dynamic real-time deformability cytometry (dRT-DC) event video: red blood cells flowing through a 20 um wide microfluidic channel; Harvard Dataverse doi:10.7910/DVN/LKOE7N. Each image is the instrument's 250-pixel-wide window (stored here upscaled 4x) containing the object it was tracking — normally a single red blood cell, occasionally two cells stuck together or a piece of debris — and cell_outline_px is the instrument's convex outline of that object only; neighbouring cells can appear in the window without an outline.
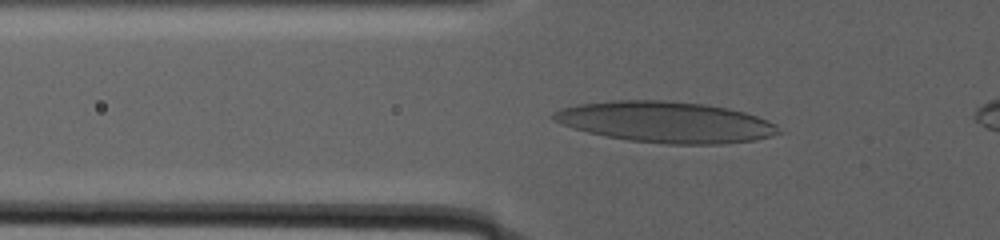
{"species": "human", "species_latin": "Homo sapiens", "temperature_condition": "warm", "stored_images_in_passage": 28, "camera_frame_rate_fps": 3000, "um_per_image_px": 0.085, "donor": {"sex": "male"}, "frame": {"image": 1, "passage_image": 14, "time_ms": 13.0, "image_size_px": [1000, 240], "cell_outline_px": [[784, 132], [752, 140], [720, 144], [668, 144], [628, 140], [588, 132], [560, 124], [552, 120], [552, 112], [560, 108], [580, 104], [612, 100], [664, 100], [704, 104], [728, 108], [744, 112], [768, 120], [776, 124]], "centroid_in_image_um": [56.58, 10.37], "position_along_channel_um": 69.2, "area_um2": 53.7}}
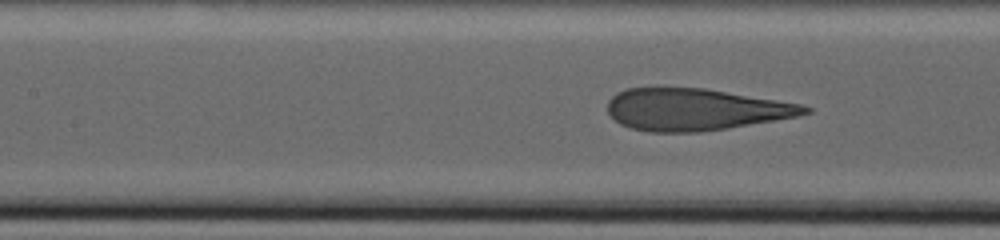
{"frame": {"image": 2, "passage_image": 22, "time_ms": 17.0, "image_size_px": [1000, 240], "cell_outline_px": [[812, 112], [796, 116], [776, 120], [728, 128], [700, 132], [648, 132], [632, 128], [620, 124], [608, 112], [608, 100], [616, 92], [628, 88], [656, 84], [704, 88], [800, 104], [812, 108]], "centroid_in_image_um": [59.02, 9.27], "position_along_channel_um": 148.4, "area_um2": 48.96}}
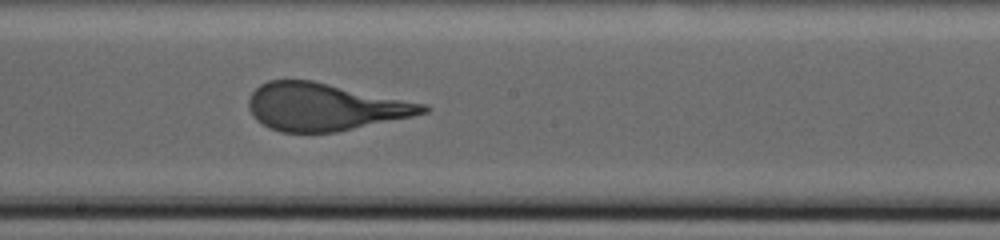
{"frame": {"image": 3, "passage_image": 28, "time_ms": 20.333, "image_size_px": [1000, 240], "cell_outline_px": [[432, 108], [428, 112], [412, 116], [336, 132], [280, 132], [268, 128], [256, 120], [252, 116], [248, 108], [248, 100], [252, 92], [260, 84], [268, 80], [312, 80], [428, 104]], "centroid_in_image_um": [27.58, 9.08], "position_along_channel_um": 220.6, "area_um2": 48.32}}